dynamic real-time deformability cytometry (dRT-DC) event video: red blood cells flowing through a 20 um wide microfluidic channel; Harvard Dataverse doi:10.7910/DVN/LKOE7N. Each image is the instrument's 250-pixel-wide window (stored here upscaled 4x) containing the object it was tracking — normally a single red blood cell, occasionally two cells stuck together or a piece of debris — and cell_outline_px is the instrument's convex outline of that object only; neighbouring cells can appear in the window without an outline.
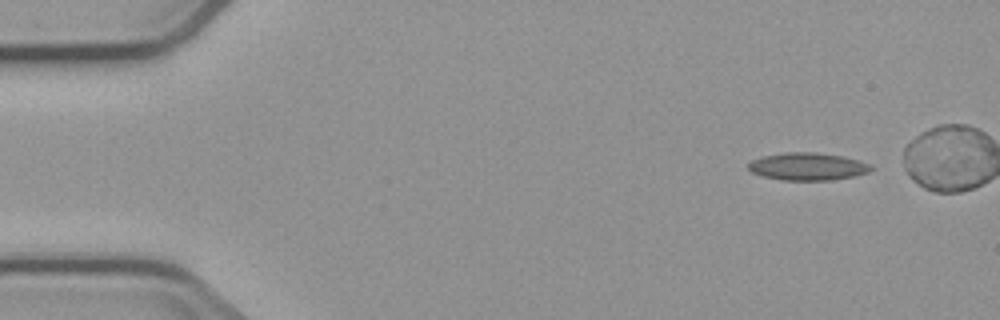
{"species": "common noctule bat (a hibernating species)", "species_latin": "Nyctalus noctula", "temperature_condition": "cold", "stored_images_in_passage": 5, "camera_frame_rate_fps": 3000, "um_per_image_px": 0.085, "animal": {"sex": "male", "body_mass_g": 23.1, "forearm_length_mm": 52.7}, "frame": {"image": 1, "passage_image": 1, "time_ms": 0.0, "image_size_px": [1000, 320], "cell_outline_px": [[876, 168], [868, 172], [856, 176], [832, 180], [780, 180], [764, 176], [752, 172], [748, 168], [748, 164], [752, 160], [760, 156], [784, 152], [812, 152], [844, 156], [860, 160], [872, 164]], "centroid_in_image_um": [68.7, 14.15], "position_along_channel_um": 16.3, "area_um2": 20.0}}